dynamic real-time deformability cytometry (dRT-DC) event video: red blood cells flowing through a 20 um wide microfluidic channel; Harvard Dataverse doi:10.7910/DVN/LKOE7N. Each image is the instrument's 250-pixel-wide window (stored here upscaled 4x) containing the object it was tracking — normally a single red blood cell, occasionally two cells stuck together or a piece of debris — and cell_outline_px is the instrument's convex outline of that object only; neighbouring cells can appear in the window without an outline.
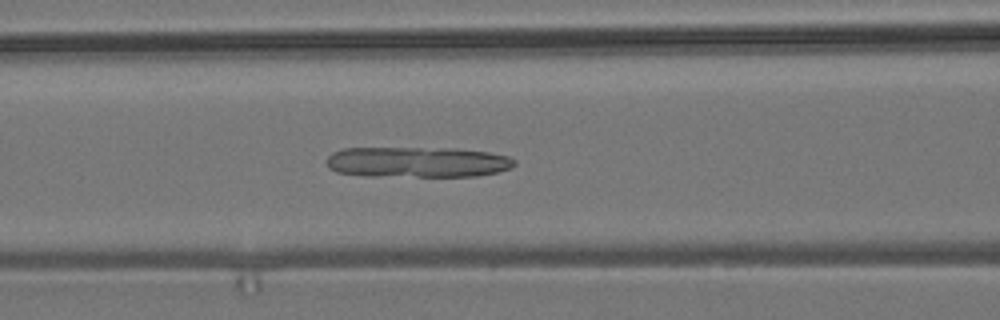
{"species": "common noctule bat (a hibernating species)", "species_latin": "Nyctalus noctula", "temperature_condition": "room temperature", "stored_images_in_passage": 55, "camera_frame_rate_fps": 3000, "um_per_image_px": 0.085, "animal": {"sex": "male", "body_mass_g": 19.2, "forearm_length_mm": 51.8}, "frame": {"image": 1, "passage_image": 23, "time_ms": 7.333, "image_size_px": [1000, 320], "cell_outline_px": [[516, 164], [512, 168], [496, 172], [476, 176], [364, 176], [336, 172], [328, 168], [328, 156], [332, 152], [344, 148], [456, 148], [488, 152], [508, 156], [516, 160]], "centroid_in_image_um": [35.48, 13.77], "position_along_channel_um": 131.1, "area_um2": 33.76}}
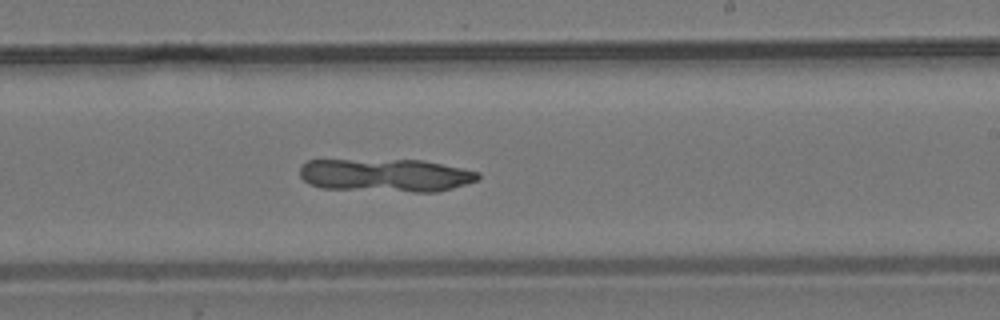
{"frame": {"image": 2, "passage_image": 33, "time_ms": 10.667, "image_size_px": [1000, 320], "cell_outline_px": [[480, 180], [440, 192], [412, 192], [320, 188], [308, 184], [300, 176], [300, 164], [308, 160], [424, 160], [480, 172]], "centroid_in_image_um": [32.8, 14.9], "position_along_channel_um": 256.2, "area_um2": 34.8}}
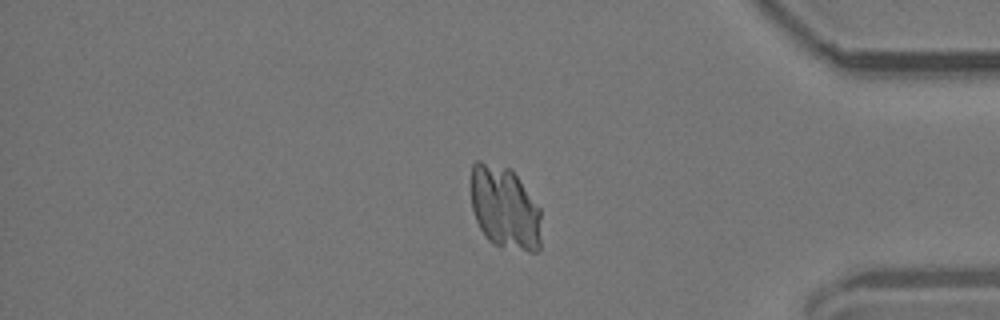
{"frame": {"image": 3, "passage_image": 46, "time_ms": 15.0, "image_size_px": [1000, 320], "cell_outline_px": [[540, 248], [536, 252], [528, 252], [492, 244], [488, 240], [480, 228], [476, 220], [472, 208], [472, 164], [476, 160], [480, 160], [512, 168], [540, 208]], "centroid_in_image_um": [42.91, 17.65], "position_along_channel_um": 392.3, "area_um2": 34.22}}